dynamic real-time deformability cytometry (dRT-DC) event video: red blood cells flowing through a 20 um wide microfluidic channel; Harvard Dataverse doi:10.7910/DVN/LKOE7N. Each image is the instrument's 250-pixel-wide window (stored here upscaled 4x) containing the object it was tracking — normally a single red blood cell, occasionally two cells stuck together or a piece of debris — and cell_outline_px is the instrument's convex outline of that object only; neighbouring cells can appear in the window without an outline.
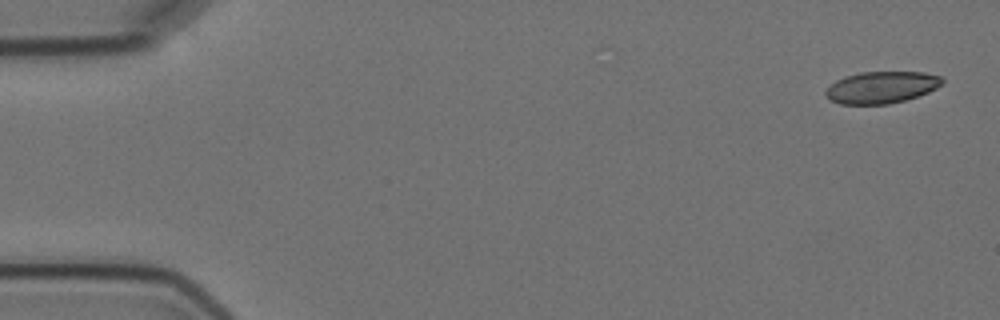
{"species": "Egyptian fruit bat (a non-hibernating species)", "species_latin": "Rousettus aegyptiacus", "temperature_condition": "cold", "stored_images_in_passage": 5, "camera_frame_rate_fps": 3000, "um_per_image_px": 0.085, "animal": {"sex": "female"}, "frame": {"image": 1, "passage_image": 1, "time_ms": 0.0, "image_size_px": [1000, 320], "cell_outline_px": [[944, 84], [928, 92], [904, 100], [888, 104], [840, 104], [828, 100], [824, 92], [836, 80], [844, 76], [860, 72], [924, 72], [940, 76], [944, 80]], "centroid_in_image_um": [74.92, 7.42], "position_along_channel_um": 10.1, "area_um2": 21.68}}
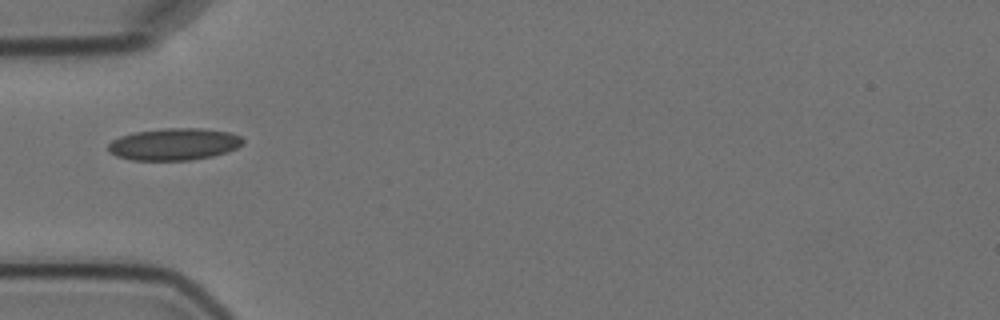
{"frame": {"image": 2, "passage_image": 5, "time_ms": 5.333, "image_size_px": [1000, 320], "cell_outline_px": [[244, 144], [228, 152], [212, 156], [192, 160], [132, 160], [116, 156], [108, 152], [108, 144], [112, 140], [120, 136], [136, 132], [164, 128], [204, 128], [228, 132], [240, 136], [244, 140]], "centroid_in_image_um": [14.8, 12.26], "position_along_channel_um": 70.2, "area_um2": 25.26}}